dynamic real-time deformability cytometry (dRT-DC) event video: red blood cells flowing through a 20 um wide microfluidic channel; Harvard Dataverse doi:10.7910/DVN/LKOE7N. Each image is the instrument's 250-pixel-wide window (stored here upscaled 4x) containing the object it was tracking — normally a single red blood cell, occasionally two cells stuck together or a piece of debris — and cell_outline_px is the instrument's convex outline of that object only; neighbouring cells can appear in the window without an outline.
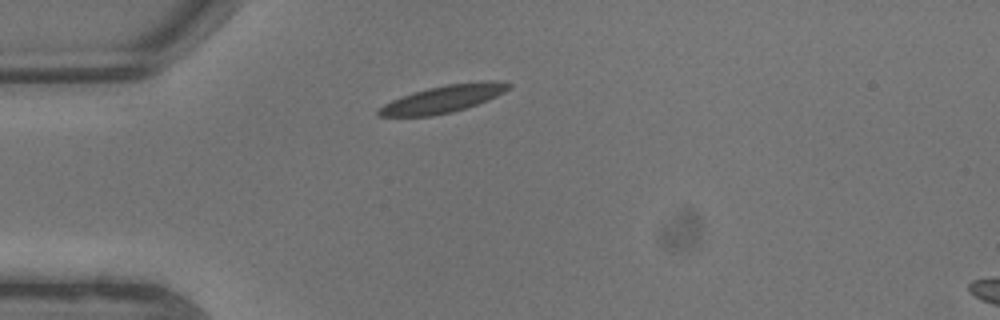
{"species": "common noctule bat (a hibernating species)", "species_latin": "Nyctalus noctula", "temperature_condition": "warm", "stored_images_in_passage": 3, "camera_frame_rate_fps": 3000, "um_per_image_px": 0.085, "animal": {"sex": "male", "body_mass_g": 13.3}, "frame": {"image": 1, "passage_image": 1, "time_ms": 0.0, "image_size_px": [1000, 320], "cell_outline_px": [[512, 84], [504, 92], [488, 100], [452, 112], [432, 116], [376, 116], [376, 112], [384, 104], [392, 100], [412, 92], [428, 88], [448, 84], [480, 80], [496, 80]], "centroid_in_image_um": [37.68, 8.39], "position_along_channel_um": 47.3, "area_um2": 20.63}}
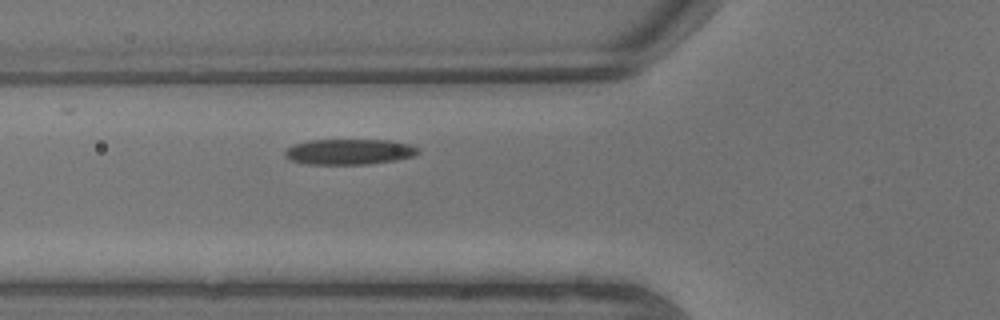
{"frame": {"image": 2, "passage_image": 3, "time_ms": 0.667, "image_size_px": [1000, 320], "cell_outline_px": [[420, 152], [416, 156], [396, 160], [368, 164], [304, 164], [288, 160], [284, 156], [284, 152], [288, 148], [296, 144], [308, 140], [388, 140], [408, 144], [420, 148]], "centroid_in_image_um": [29.69, 12.91], "position_along_channel_um": 96.1, "area_um2": 20.0}}